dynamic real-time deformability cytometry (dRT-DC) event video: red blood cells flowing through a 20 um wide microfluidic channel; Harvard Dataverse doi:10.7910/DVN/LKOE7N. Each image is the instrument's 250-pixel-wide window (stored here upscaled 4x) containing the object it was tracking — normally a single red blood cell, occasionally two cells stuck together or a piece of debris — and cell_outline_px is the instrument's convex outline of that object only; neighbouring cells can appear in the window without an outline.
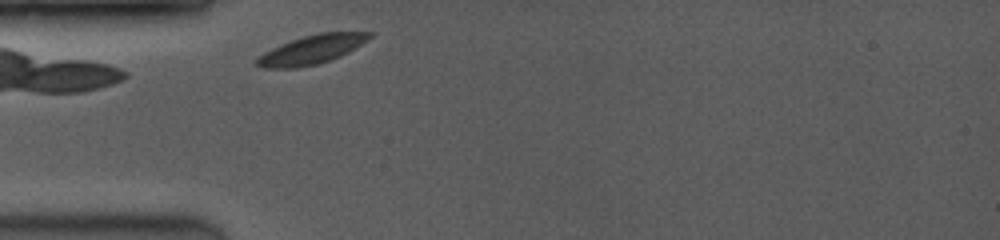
{"species": "common noctule bat (a hibernating species)", "species_latin": "Nyctalus noctula", "temperature_condition": "room temperature", "stored_images_in_passage": 28, "camera_frame_rate_fps": 3500, "um_per_image_px": 0.085, "animal": {"sex": "female", "body_mass_g": 19.0, "forearm_length_mm": 53.3}, "frame": {"image": 1, "passage_image": 2, "time_ms": 0.286, "image_size_px": [1000, 240], "cell_outline_px": [[372, 36], [368, 40], [348, 52], [340, 56], [316, 64], [296, 68], [260, 68], [256, 64], [256, 60], [264, 52], [280, 44], [304, 36], [320, 32], [372, 32]], "centroid_in_image_um": [26.49, 4.21], "position_along_channel_um": 58.5, "area_um2": 18.73}}
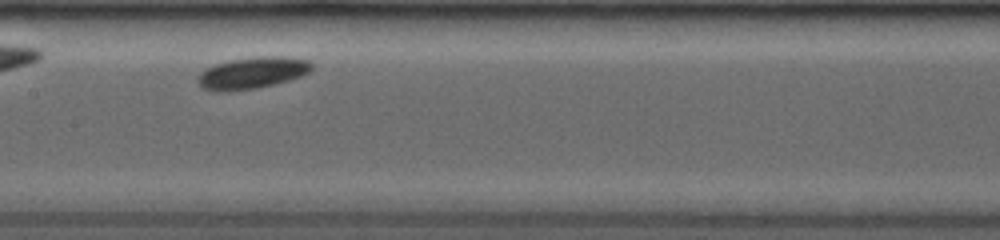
{"frame": {"image": 2, "passage_image": 14, "time_ms": 3.714, "image_size_px": [1000, 240], "cell_outline_px": [[312, 68], [308, 72], [300, 76], [288, 80], [256, 88], [224, 92], [220, 92], [204, 88], [196, 80], [196, 76], [204, 68], [228, 60], [260, 56], [280, 56], [308, 60], [312, 64]], "centroid_in_image_um": [21.39, 6.19], "position_along_channel_um": 186.0, "area_um2": 20.92}}
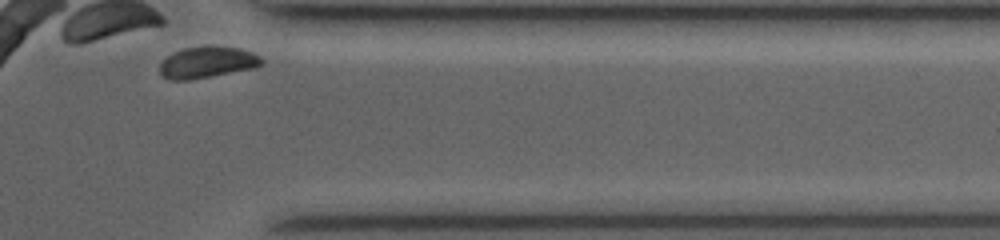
{"frame": {"image": 3, "passage_image": 28, "time_ms": 9.143, "image_size_px": [1000, 240], "cell_outline_px": [[264, 64], [256, 68], [188, 80], [168, 80], [160, 72], [160, 64], [168, 56], [184, 48], [204, 44], [240, 48], [252, 52], [260, 56], [264, 60]], "centroid_in_image_um": [17.67, 5.28], "position_along_channel_um": 393.7, "area_um2": 18.9}}